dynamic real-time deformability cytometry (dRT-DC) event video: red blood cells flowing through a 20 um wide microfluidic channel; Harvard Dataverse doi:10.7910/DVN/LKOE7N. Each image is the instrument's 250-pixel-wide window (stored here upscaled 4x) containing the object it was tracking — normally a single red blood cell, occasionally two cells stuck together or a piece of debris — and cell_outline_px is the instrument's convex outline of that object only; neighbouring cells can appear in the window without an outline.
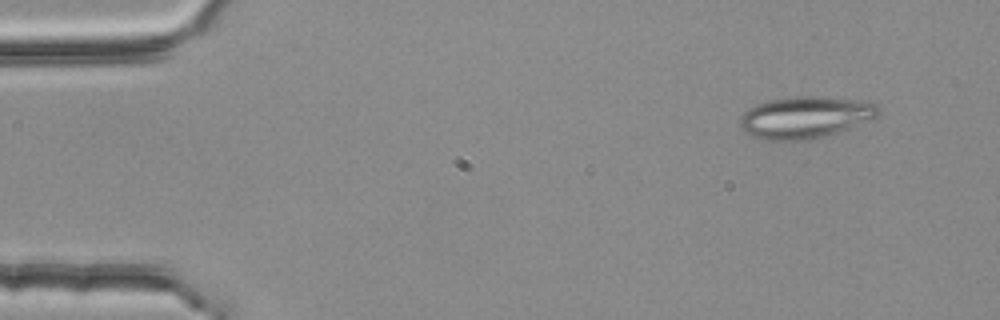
{"species": "common noctule bat (a hibernating species)", "species_latin": "Nyctalus noctula", "temperature_condition": "room temperature", "stored_images_in_passage": 4, "camera_frame_rate_fps": 3000, "um_per_image_px": 0.085, "animal": {"sex": "female", "body_mass_g": 25.1}, "frame": {"image": 1, "passage_image": 1, "time_ms": 0.0, "image_size_px": [1000, 320], "cell_outline_px": [[880, 116], [848, 128], [824, 136], [808, 140], [764, 140], [752, 136], [744, 132], [740, 128], [740, 116], [748, 108], [756, 104], [768, 100], [800, 96], [820, 96], [876, 104], [880, 108]], "centroid_in_image_um": [68.38, 9.98], "position_along_channel_um": 16.6, "area_um2": 33.52}}